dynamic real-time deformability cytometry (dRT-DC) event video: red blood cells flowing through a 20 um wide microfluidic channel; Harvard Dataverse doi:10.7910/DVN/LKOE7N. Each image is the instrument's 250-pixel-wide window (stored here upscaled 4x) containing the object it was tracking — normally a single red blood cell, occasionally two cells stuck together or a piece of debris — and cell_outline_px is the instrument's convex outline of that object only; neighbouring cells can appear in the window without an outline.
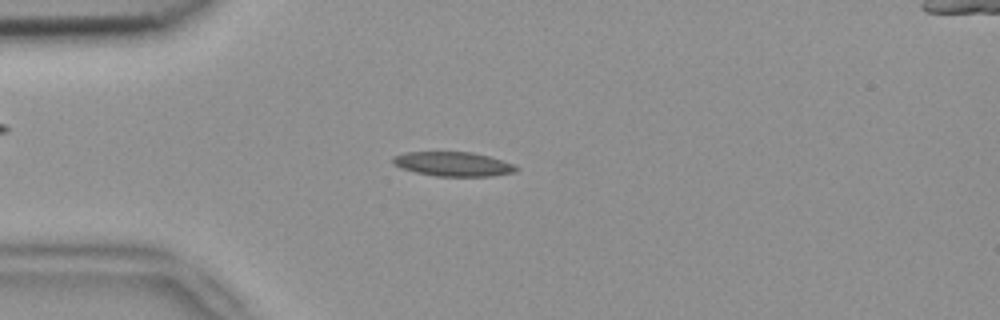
{"species": "common noctule bat (a hibernating species)", "species_latin": "Nyctalus noctula", "temperature_condition": "room temperature", "stored_images_in_passage": 3, "camera_frame_rate_fps": 3000, "um_per_image_px": 0.085, "animal": {"sex": "female", "body_mass_g": 18.4}, "frame": {"image": 1, "passage_image": 3, "time_ms": 0.667, "image_size_px": [1000, 320], "cell_outline_px": [[516, 168], [512, 172], [492, 176], [436, 176], [416, 172], [400, 168], [392, 164], [392, 156], [404, 152], [472, 152], [488, 156], [512, 164]], "centroid_in_image_um": [38.41, 13.94], "position_along_channel_um": 46.6, "area_um2": 17.28}}